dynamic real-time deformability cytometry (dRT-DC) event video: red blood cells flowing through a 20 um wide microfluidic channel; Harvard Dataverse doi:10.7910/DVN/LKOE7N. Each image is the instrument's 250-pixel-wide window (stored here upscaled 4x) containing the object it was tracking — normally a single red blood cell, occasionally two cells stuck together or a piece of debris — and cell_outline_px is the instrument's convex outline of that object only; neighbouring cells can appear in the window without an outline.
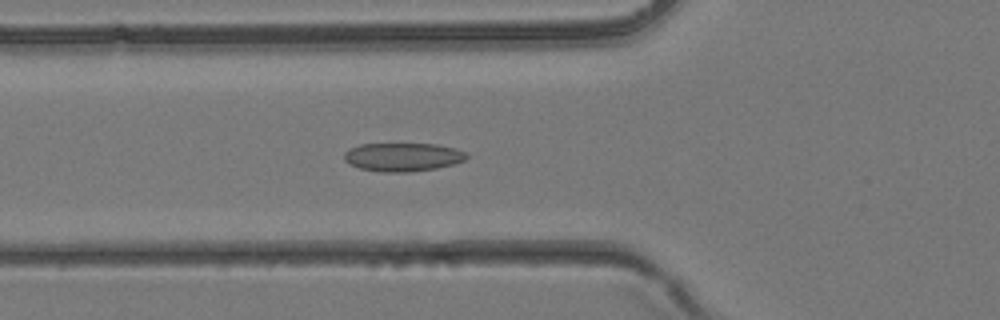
{"species": "common noctule bat (a hibernating species)", "species_latin": "Nyctalus noctula", "temperature_condition": "room temperature", "stored_images_in_passage": 29, "camera_frame_rate_fps": 3000, "um_per_image_px": 0.085, "animal": {"sex": "female", "body_mass_g": 24.6, "forearm_length_mm": 56.2}, "frame": {"image": 1, "passage_image": 5, "time_ms": 1.333, "image_size_px": [1000, 320], "cell_outline_px": [[468, 156], [464, 160], [452, 164], [436, 168], [408, 172], [380, 172], [360, 168], [348, 164], [344, 160], [344, 152], [348, 148], [360, 144], [436, 144], [456, 148], [464, 152]], "centroid_in_image_um": [34.18, 13.34], "position_along_channel_um": 91.6, "area_um2": 20.35}}
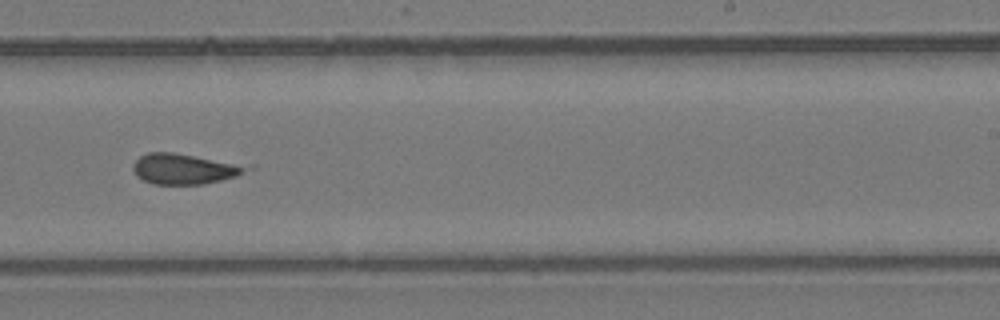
{"frame": {"image": 2, "passage_image": 15, "time_ms": 4.667, "image_size_px": [1000, 320], "cell_outline_px": [[256, 168], [236, 176], [204, 184], [152, 184], [136, 176], [132, 168], [132, 164], [140, 156], [148, 152], [172, 152], [256, 164]], "centroid_in_image_um": [15.82, 14.33], "position_along_channel_um": 273.2, "area_um2": 20.98}}
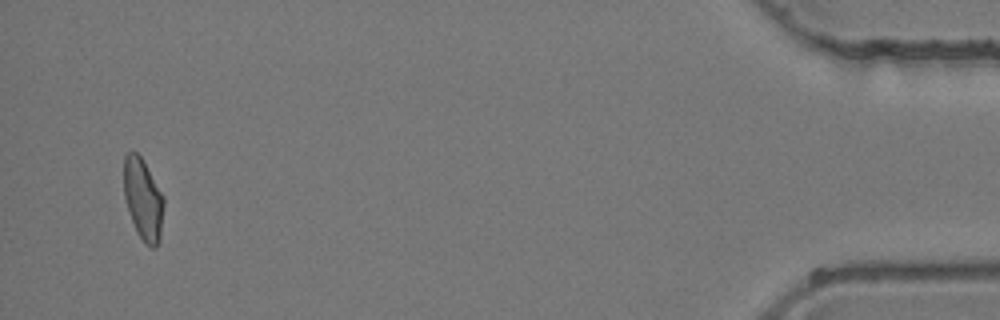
{"frame": {"image": 3, "passage_image": 28, "time_ms": 9.0, "image_size_px": [1000, 320], "cell_outline_px": [[164, 204], [160, 240], [156, 248], [152, 248], [136, 232], [124, 196], [124, 156], [128, 152], [136, 152], [144, 160], [164, 196]], "centroid_in_image_um": [12.18, 16.91], "position_along_channel_um": 423.0, "area_um2": 18.96}}